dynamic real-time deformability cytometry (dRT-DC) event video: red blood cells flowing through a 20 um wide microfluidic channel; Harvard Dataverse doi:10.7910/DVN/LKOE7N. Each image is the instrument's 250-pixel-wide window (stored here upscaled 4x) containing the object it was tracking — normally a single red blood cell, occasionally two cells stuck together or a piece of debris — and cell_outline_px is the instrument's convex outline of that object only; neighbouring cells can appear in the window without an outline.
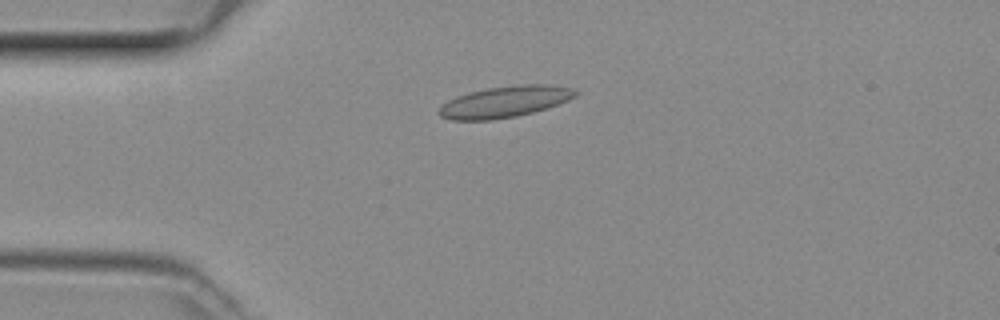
{"species": "common noctule bat (a hibernating species)", "species_latin": "Nyctalus noctula", "temperature_condition": "room temperature", "stored_images_in_passage": 49, "camera_frame_rate_fps": 3000, "um_per_image_px": 0.085, "animal": {"sex": "female", "body_mass_g": 29.2, "forearm_length_mm": 56.3}, "frame": {"image": 1, "passage_image": 12, "time_ms": 3.667, "image_size_px": [1000, 320], "cell_outline_px": [[580, 92], [576, 96], [568, 100], [548, 108], [516, 116], [492, 120], [452, 120], [440, 116], [436, 112], [448, 100], [456, 96], [468, 92], [488, 88], [516, 84], [552, 84], [572, 88]], "centroid_in_image_um": [42.93, 8.64], "position_along_channel_um": 42.1, "area_um2": 25.09}}
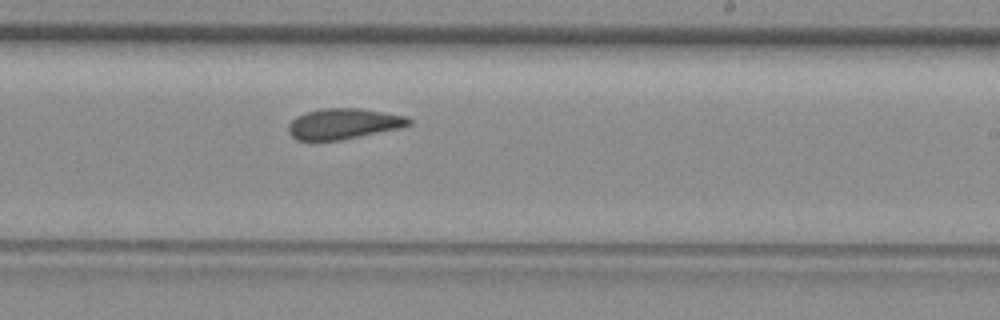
{"frame": {"image": 2, "passage_image": 29, "time_ms": 9.333, "image_size_px": [1000, 320], "cell_outline_px": [[412, 124], [404, 128], [340, 140], [296, 140], [288, 132], [288, 124], [296, 116], [304, 112], [320, 108], [360, 108], [408, 116], [412, 120]], "centroid_in_image_um": [29.24, 10.51], "position_along_channel_um": 259.8, "area_um2": 21.91}}
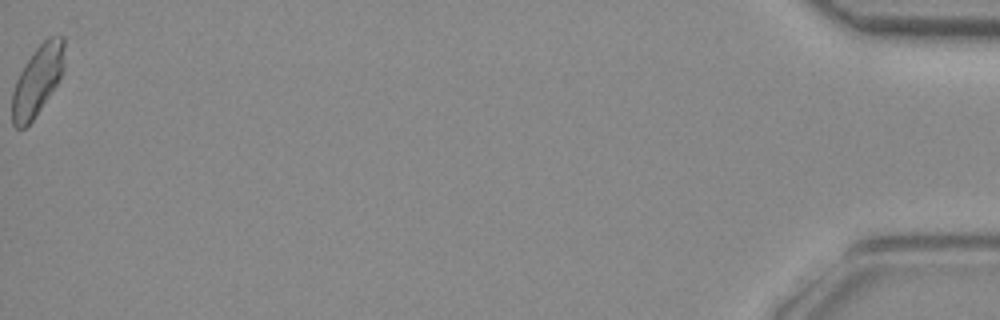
{"frame": {"image": 3, "passage_image": 49, "time_ms": 16.0, "image_size_px": [1000, 320], "cell_outline_px": [[64, 68], [60, 80], [32, 120], [24, 128], [16, 128], [12, 124], [12, 92], [16, 80], [24, 64], [36, 48], [48, 36], [64, 36]], "centroid_in_image_um": [3.19, 6.82], "position_along_channel_um": 432.0, "area_um2": 21.27}}